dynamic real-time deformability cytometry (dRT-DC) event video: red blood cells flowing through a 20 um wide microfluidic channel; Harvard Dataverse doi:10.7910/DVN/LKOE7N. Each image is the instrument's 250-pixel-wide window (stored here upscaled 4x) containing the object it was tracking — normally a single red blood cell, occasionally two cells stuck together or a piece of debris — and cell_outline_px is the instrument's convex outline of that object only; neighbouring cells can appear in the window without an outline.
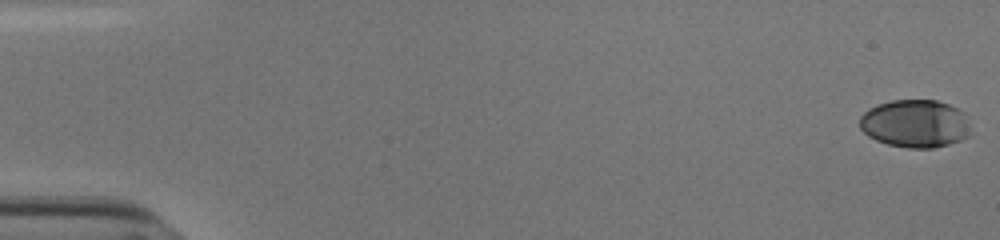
{"species": "human", "species_latin": "Homo sapiens", "temperature_condition": "cold", "stored_images_in_passage": 55, "camera_frame_rate_fps": 3000, "um_per_image_px": 0.085, "donor": {"sex": "male"}, "frame": {"image": 1, "passage_image": 1, "time_ms": 0.0, "image_size_px": [1000, 240], "cell_outline_px": [[972, 136], [948, 144], [932, 148], [908, 148], [888, 144], [876, 140], [868, 136], [860, 128], [860, 116], [868, 108], [876, 104], [892, 100], [936, 100], [948, 104], [964, 112], [972, 124]], "centroid_in_image_um": [77.83, 10.5], "position_along_channel_um": 7.2, "area_um2": 31.5}}
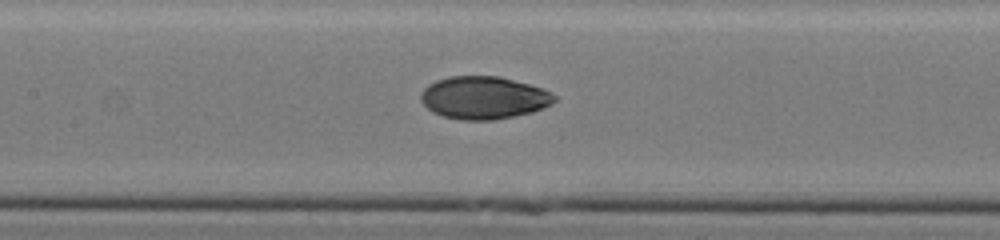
{"frame": {"image": 2, "passage_image": 27, "time_ms": 8.667, "image_size_px": [1000, 240], "cell_outline_px": [[556, 100], [552, 104], [532, 112], [492, 120], [460, 120], [444, 116], [432, 112], [420, 100], [420, 92], [428, 84], [436, 80], [448, 76], [500, 76], [528, 84], [552, 92], [556, 96]], "centroid_in_image_um": [41.09, 8.3], "position_along_channel_um": 166.3, "area_um2": 33.23}}
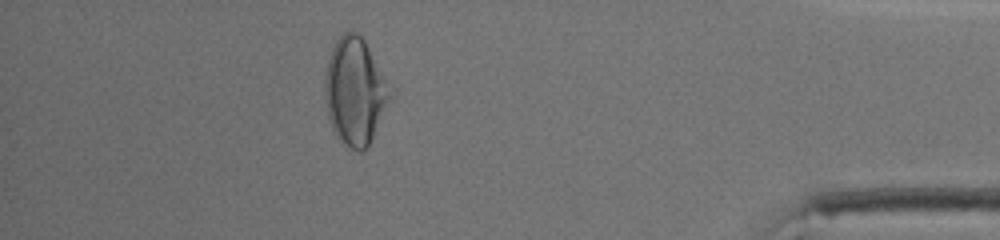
{"frame": {"image": 3, "passage_image": 49, "time_ms": 16.0, "image_size_px": [1000, 240], "cell_outline_px": [[388, 96], [368, 148], [360, 152], [344, 144], [336, 136], [332, 128], [328, 116], [324, 100], [324, 80], [328, 60], [332, 48], [336, 40], [344, 32], [356, 32], [364, 40], [384, 80]], "centroid_in_image_um": [30.06, 7.78], "position_along_channel_um": 405.1, "area_um2": 38.96}, "authors_computed_cell_mechanics": {"area_um2": 33.235, "velocity_mm_per_s": 3.8243, "shape_relaxation_time_tau1_ms": 5.3467, "shape_relaxation_time_tau2_ms": 1.536, "deformation_change_tau1": 0.1709, "deformation_change_tau2": 0.0466}}